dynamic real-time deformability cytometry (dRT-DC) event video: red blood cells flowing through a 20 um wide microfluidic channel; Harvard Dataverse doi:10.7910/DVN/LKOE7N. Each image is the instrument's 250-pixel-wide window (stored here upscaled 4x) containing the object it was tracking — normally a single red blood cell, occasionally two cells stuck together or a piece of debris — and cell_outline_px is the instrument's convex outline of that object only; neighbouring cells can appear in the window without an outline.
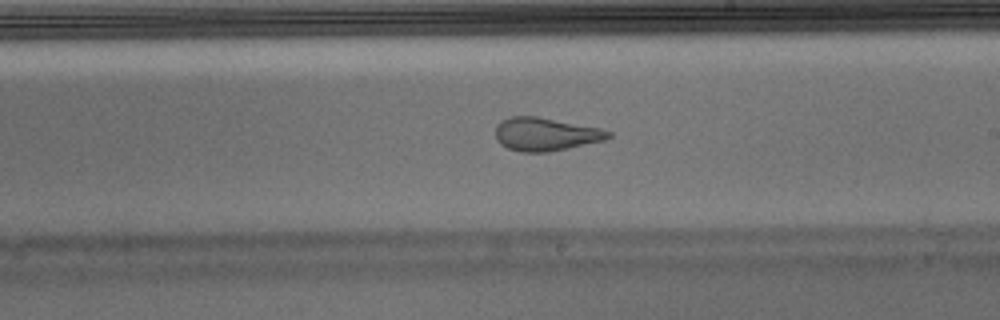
{"species": "Egyptian fruit bat (a non-hibernating species)", "species_latin": "Rousettus aegyptiacus", "temperature_condition": "warm", "stored_images_in_passage": 50, "camera_frame_rate_fps": 3000, "um_per_image_px": 0.085, "animal": {"sex": "male"}, "frame": {"image": 1, "passage_image": 29, "time_ms": 9.333, "image_size_px": [1000, 320], "cell_outline_px": [[612, 136], [604, 140], [568, 148], [548, 152], [520, 152], [508, 148], [500, 144], [496, 140], [496, 124], [500, 120], [512, 116], [536, 116], [600, 128], [612, 132]], "centroid_in_image_um": [46.35, 11.4], "position_along_channel_um": 242.7, "area_um2": 21.85}}